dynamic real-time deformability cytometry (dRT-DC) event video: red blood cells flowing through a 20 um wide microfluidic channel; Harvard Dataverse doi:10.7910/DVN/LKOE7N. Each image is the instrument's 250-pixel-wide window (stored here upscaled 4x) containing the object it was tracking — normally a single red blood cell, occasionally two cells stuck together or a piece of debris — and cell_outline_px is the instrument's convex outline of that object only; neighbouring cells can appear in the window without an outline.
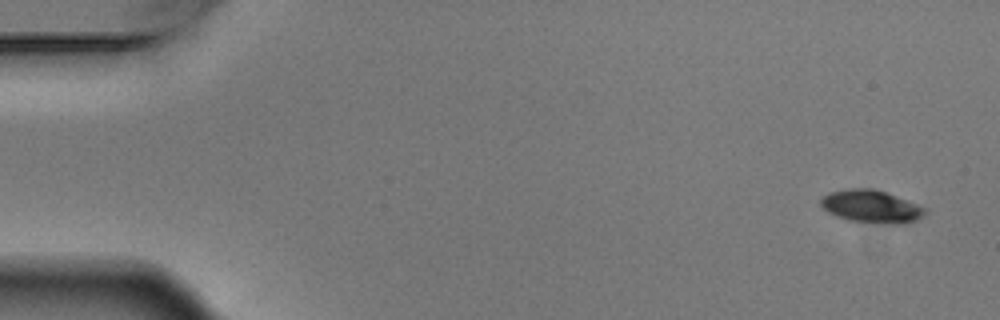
{"species": "Egyptian fruit bat (a non-hibernating species)", "species_latin": "Rousettus aegyptiacus", "temperature_condition": "warm", "stored_images_in_passage": 6, "camera_frame_rate_fps": 3000, "um_per_image_px": 0.085, "animal": {"sex": "male"}, "frame": {"image": 1, "passage_image": 1, "time_ms": 0.0, "image_size_px": [1000, 320], "cell_outline_px": [[928, 212], [924, 216], [916, 220], [904, 224], [880, 224], [848, 220], [836, 216], [828, 212], [820, 204], [820, 200], [828, 192], [848, 188], [872, 188], [896, 196], [928, 208]], "centroid_in_image_um": [74.09, 17.56], "position_along_channel_um": 10.9, "area_um2": 20.11}}
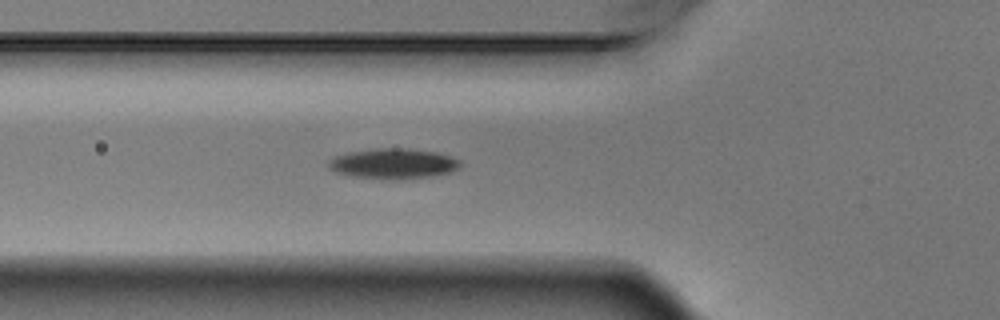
{"frame": {"image": 2, "passage_image": 6, "time_ms": 1.667, "image_size_px": [1000, 320], "cell_outline_px": [[464, 164], [460, 168], [452, 172], [432, 176], [404, 180], [380, 180], [352, 176], [336, 172], [328, 168], [328, 164], [336, 156], [348, 152], [376, 148], [400, 148], [436, 152], [460, 160]], "centroid_in_image_um": [33.47, 13.94], "position_along_channel_um": 92.3, "area_um2": 23.58}}